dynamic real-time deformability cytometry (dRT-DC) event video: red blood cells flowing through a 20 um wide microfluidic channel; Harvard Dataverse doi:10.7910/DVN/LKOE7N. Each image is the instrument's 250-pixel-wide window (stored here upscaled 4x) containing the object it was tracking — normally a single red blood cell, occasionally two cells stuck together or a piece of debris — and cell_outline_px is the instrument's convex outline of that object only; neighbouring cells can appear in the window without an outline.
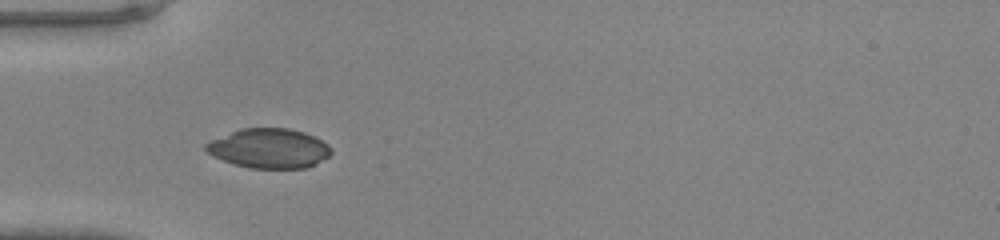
{"species": "common noctule bat (a hibernating species)", "species_latin": "Nyctalus noctula", "temperature_condition": "warm", "stored_images_in_passage": 33, "camera_frame_rate_fps": 3000, "um_per_image_px": 0.085, "animal": {"sex": "male", "body_mass_g": 20.0, "forearm_length_mm": 53.3}, "frame": {"image": 1, "passage_image": 1, "time_ms": 0.0, "image_size_px": [1000, 240], "cell_outline_px": [[332, 152], [328, 156], [316, 164], [308, 168], [252, 168], [236, 164], [224, 160], [208, 152], [204, 148], [204, 144], [212, 140], [240, 128], [288, 128], [304, 132], [328, 144], [332, 148]], "centroid_in_image_um": [22.9, 12.61], "position_along_channel_um": 62.1, "area_um2": 28.61}}
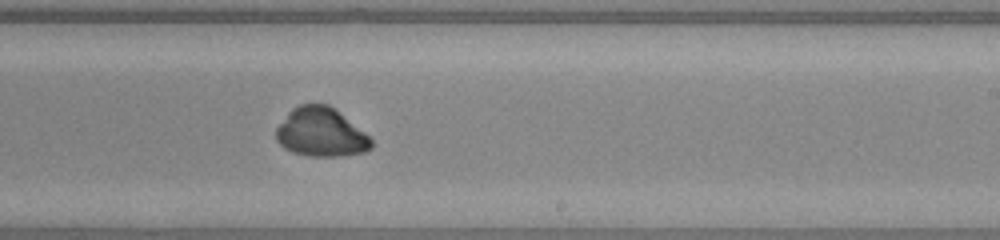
{"frame": {"image": 2, "passage_image": 15, "time_ms": 4.667, "image_size_px": [1000, 240], "cell_outline_px": [[372, 148], [364, 152], [340, 156], [308, 156], [292, 152], [284, 148], [276, 140], [276, 128], [288, 112], [292, 108], [300, 104], [328, 104], [364, 132], [372, 140]], "centroid_in_image_um": [27.25, 11.26], "position_along_channel_um": 261.7, "area_um2": 26.93}}
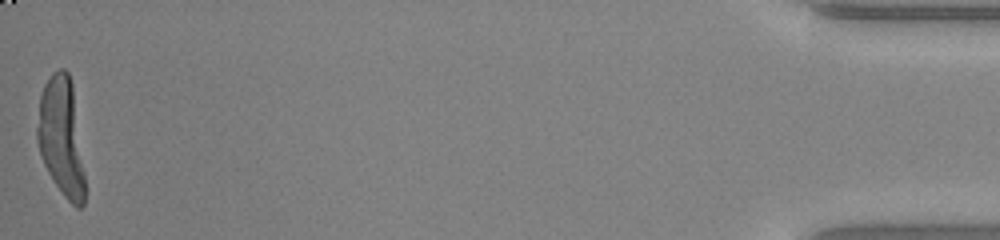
{"frame": {"image": 3, "passage_image": 33, "time_ms": 10.667, "image_size_px": [1000, 240], "cell_outline_px": [[84, 204], [80, 208], [76, 208], [64, 196], [52, 180], [44, 164], [36, 140], [36, 128], [40, 96], [44, 84], [52, 72], [60, 68], [64, 68], [68, 72], [72, 84], [84, 172]], "centroid_in_image_um": [5.19, 11.63], "position_along_channel_um": 430.0, "area_um2": 32.77}}